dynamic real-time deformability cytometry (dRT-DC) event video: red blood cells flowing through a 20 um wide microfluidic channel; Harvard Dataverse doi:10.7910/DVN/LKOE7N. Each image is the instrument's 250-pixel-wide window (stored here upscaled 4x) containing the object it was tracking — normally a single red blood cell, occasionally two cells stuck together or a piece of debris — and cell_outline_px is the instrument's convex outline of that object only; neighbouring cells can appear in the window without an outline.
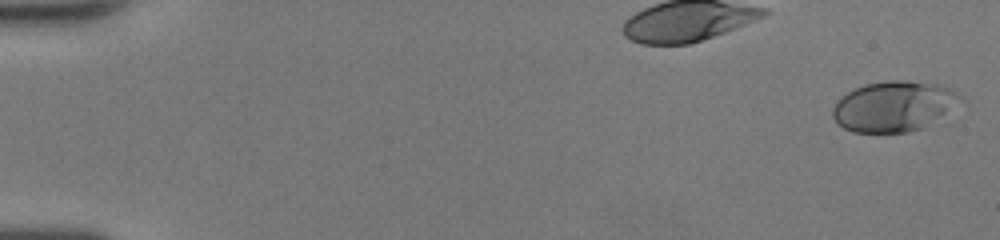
{"species": "human", "species_latin": "Homo sapiens", "temperature_condition": "room temperature", "stored_images_in_passage": 49, "camera_frame_rate_fps": 3000, "um_per_image_px": 0.085, "donor": {"sex": "female"}, "frame": {"image": 1, "passage_image": 1, "time_ms": 0.0, "image_size_px": [1000, 240], "cell_outline_px": [[964, 100], [944, 116], [924, 128], [908, 132], [852, 132], [844, 128], [832, 116], [832, 108], [836, 100], [848, 92], [864, 84], [892, 80], [908, 80], [936, 84], [948, 88], [960, 96]], "centroid_in_image_um": [75.98, 9.04], "position_along_channel_um": 9.0, "area_um2": 37.57}}
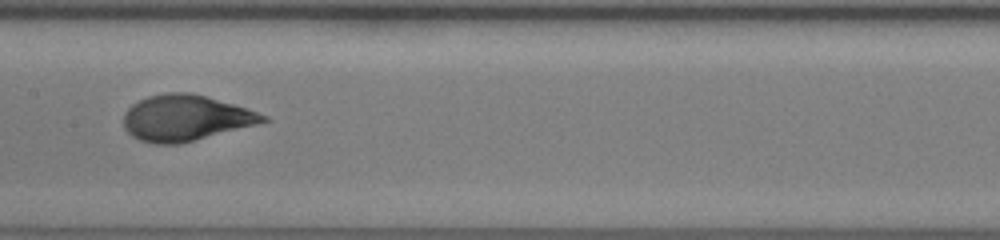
{"frame": {"image": 2, "passage_image": 27, "time_ms": 8.667, "image_size_px": [1000, 240], "cell_outline_px": [[268, 120], [256, 124], [180, 144], [152, 144], [140, 140], [132, 136], [124, 128], [124, 112], [132, 104], [148, 96], [168, 92], [188, 92], [204, 96], [248, 108], [268, 116]], "centroid_in_image_um": [15.74, 10.03], "position_along_channel_um": 191.7, "area_um2": 37.05}}
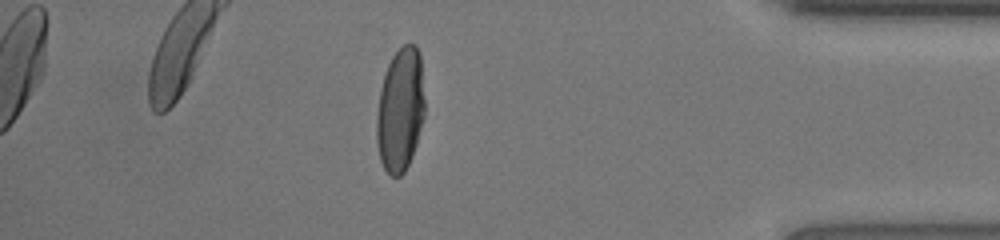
{"frame": {"image": 3, "passage_image": 44, "time_ms": 14.333, "image_size_px": [1000, 240], "cell_outline_px": [[424, 116], [416, 144], [412, 156], [404, 172], [400, 176], [392, 176], [384, 168], [380, 160], [376, 140], [376, 116], [380, 88], [384, 72], [392, 56], [404, 44], [416, 44], [420, 52], [424, 100]], "centroid_in_image_um": [34.01, 9.32], "position_along_channel_um": 401.2, "area_um2": 34.85}, "authors_computed_cell_mechanics": {"area_um2": 35.9516, "velocity_mm_per_s": 4.2511, "shape_relaxation_time_tau1_ms": 3.712, "shape_relaxation_time_tau2_ms": null, "deformation_change_tau1": 0.2155, "deformation_change_tau2": null}}